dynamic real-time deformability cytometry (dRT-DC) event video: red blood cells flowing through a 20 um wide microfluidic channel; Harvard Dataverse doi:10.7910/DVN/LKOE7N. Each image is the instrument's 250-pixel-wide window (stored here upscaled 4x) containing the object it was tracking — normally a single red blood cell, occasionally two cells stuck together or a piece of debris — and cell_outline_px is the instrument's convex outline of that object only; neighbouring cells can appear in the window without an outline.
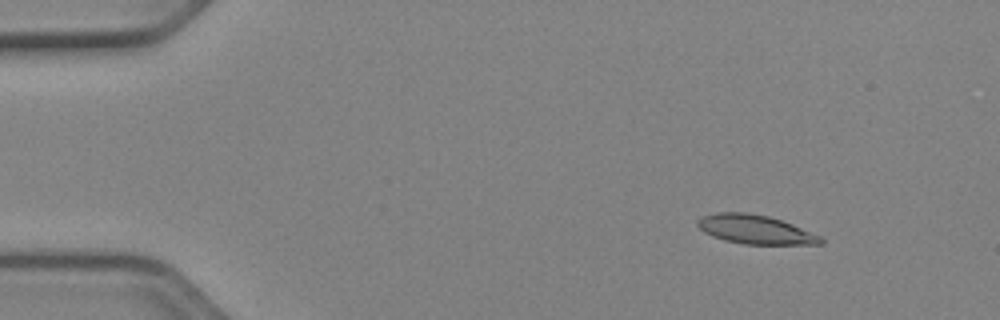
{"species": "Egyptian fruit bat (a non-hibernating species)", "species_latin": "Rousettus aegyptiacus", "temperature_condition": "cold", "stored_images_in_passage": 51, "camera_frame_rate_fps": 3000, "um_per_image_px": 0.085, "animal": {"sex": "female"}, "frame": {"image": 1, "passage_image": 6, "time_ms": 1.667, "image_size_px": [1000, 320], "cell_outline_px": [[824, 244], [744, 244], [724, 240], [712, 236], [704, 232], [696, 224], [696, 220], [704, 216], [716, 212], [748, 212], [768, 216], [792, 224], [820, 236], [824, 240]], "centroid_in_image_um": [64.17, 19.5], "position_along_channel_um": 20.8, "area_um2": 20.69}}
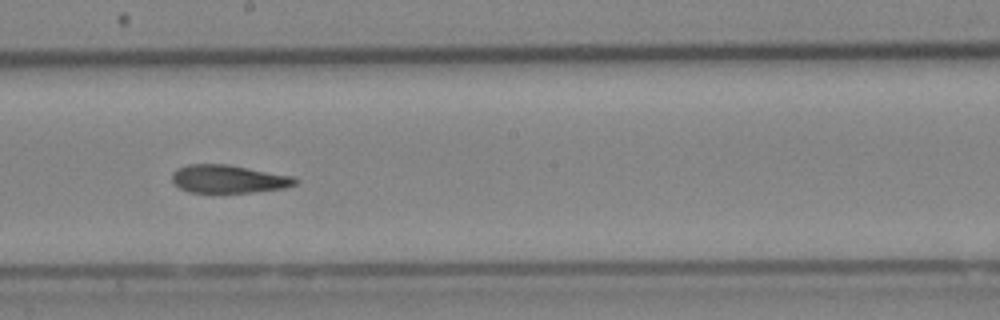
{"frame": {"image": 2, "passage_image": 29, "time_ms": 9.333, "image_size_px": [1000, 320], "cell_outline_px": [[300, 180], [296, 184], [288, 188], [252, 192], [188, 192], [180, 188], [172, 180], [172, 172], [176, 168], [188, 164], [228, 164], [296, 176]], "centroid_in_image_um": [19.48, 15.2], "position_along_channel_um": 228.7, "area_um2": 20.46}}
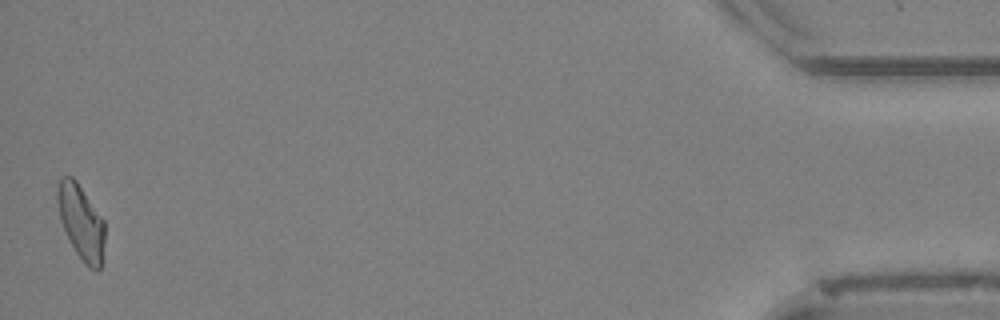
{"frame": {"image": 3, "passage_image": 51, "time_ms": 16.667, "image_size_px": [1000, 320], "cell_outline_px": [[104, 240], [100, 268], [96, 272], [88, 268], [76, 252], [60, 220], [56, 200], [56, 188], [60, 176], [72, 176], [76, 180], [104, 220]], "centroid_in_image_um": [6.87, 18.84], "position_along_channel_um": 428.3, "area_um2": 20.52}, "authors_computed_cell_mechanics": {"area_um2": 20.808, "velocity_mm_per_s": 3.9449, "shape_relaxation_time_tau1_ms": 7.3224, "shape_relaxation_time_tau2_ms": 2.891, "deformation_change_tau1": 0.1974, "deformation_change_tau2": 0.1137}}